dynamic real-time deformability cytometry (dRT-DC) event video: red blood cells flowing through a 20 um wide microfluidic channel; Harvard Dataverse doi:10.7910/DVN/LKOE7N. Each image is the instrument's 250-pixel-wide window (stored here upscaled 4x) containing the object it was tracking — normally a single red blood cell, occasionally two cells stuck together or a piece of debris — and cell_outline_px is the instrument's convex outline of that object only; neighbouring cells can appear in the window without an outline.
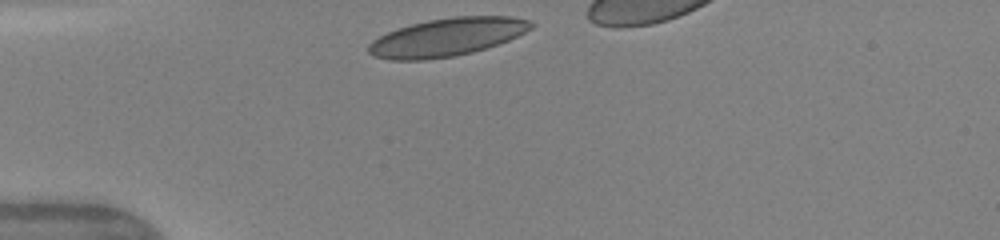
{"species": "human", "species_latin": "Homo sapiens", "temperature_condition": "warm", "stored_images_in_passage": 31, "camera_frame_rate_fps": 3000, "um_per_image_px": 0.085, "donor": {"sex": "female"}, "frame": {"image": 1, "passage_image": 1, "time_ms": 0.0, "image_size_px": [1000, 240], "cell_outline_px": [[536, 24], [532, 28], [508, 40], [472, 52], [452, 56], [424, 60], [388, 60], [372, 56], [368, 52], [368, 44], [372, 40], [388, 32], [412, 24], [428, 20], [456, 16], [512, 16], [532, 20]], "centroid_in_image_um": [37.99, 3.15], "position_along_channel_um": 47.0, "area_um2": 35.89}}
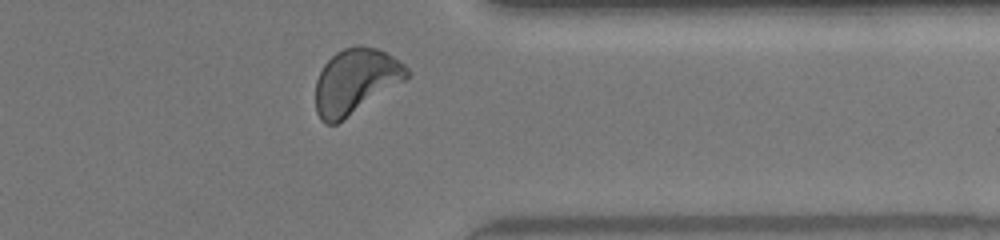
{"frame": {"image": 2, "passage_image": 27, "time_ms": 8.667, "image_size_px": [1000, 240], "cell_outline_px": [[408, 76], [404, 80], [336, 124], [324, 124], [320, 120], [316, 112], [316, 80], [324, 64], [336, 52], [344, 48], [356, 44], [364, 44], [376, 48], [400, 60], [408, 68]], "centroid_in_image_um": [30.19, 6.88], "position_along_channel_um": 381.2, "area_um2": 34.33}, "authors_computed_cell_mechanics": {"area_um2": 33.6396, "velocity_mm_per_s": 4.1703, "shape_relaxation_time_tau1_ms": 3.9399, "shape_relaxation_time_tau2_ms": 0.8677, "deformation_change_tau1": 0.1294, "deformation_change_tau2": 0.0524}}